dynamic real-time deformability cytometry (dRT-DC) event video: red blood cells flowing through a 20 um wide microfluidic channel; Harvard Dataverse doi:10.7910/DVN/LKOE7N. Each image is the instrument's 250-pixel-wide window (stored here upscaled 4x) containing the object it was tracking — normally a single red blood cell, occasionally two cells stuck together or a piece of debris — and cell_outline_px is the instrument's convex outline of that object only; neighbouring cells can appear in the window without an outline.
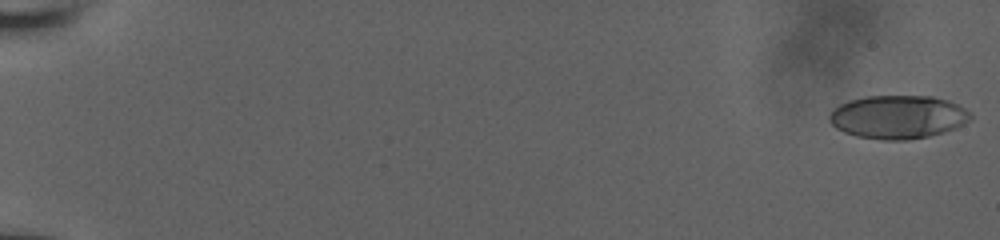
{"species": "human", "species_latin": "Homo sapiens", "temperature_condition": "room temperature", "stored_images_in_passage": 19, "camera_frame_rate_fps": 3000, "um_per_image_px": 0.085, "donor": {"sex": "male"}, "frame": {"image": 1, "passage_image": 1, "time_ms": 0.0, "image_size_px": [1000, 240], "cell_outline_px": [[972, 116], [968, 120], [956, 128], [944, 132], [928, 136], [908, 140], [880, 140], [856, 136], [844, 132], [836, 128], [828, 120], [828, 116], [840, 104], [848, 100], [864, 96], [932, 96], [948, 100], [972, 112]], "centroid_in_image_um": [76.32, 9.94], "position_along_channel_um": 8.7, "area_um2": 35.78}}
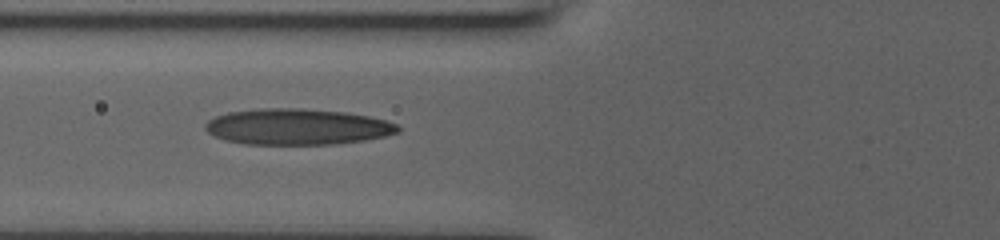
{"frame": {"image": 2, "passage_image": 14, "time_ms": 8.0, "image_size_px": [1000, 240], "cell_outline_px": [[400, 132], [384, 136], [364, 140], [336, 144], [244, 144], [228, 140], [216, 136], [208, 132], [204, 128], [204, 124], [208, 120], [216, 116], [228, 112], [260, 108], [300, 108], [348, 112], [368, 116], [384, 120], [396, 124], [400, 128]], "centroid_in_image_um": [25.27, 10.77], "position_along_channel_um": 100.5, "area_um2": 40.4}}
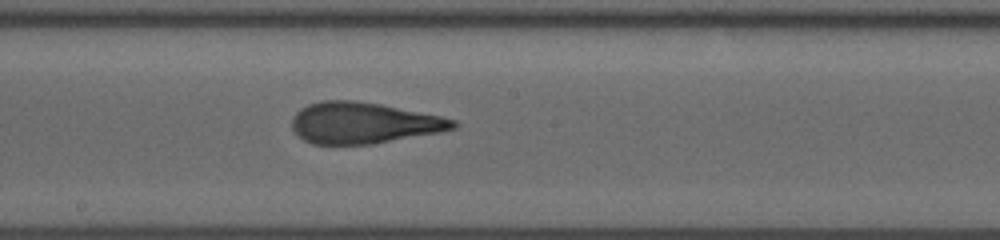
{"frame": {"image": 3, "passage_image": 19, "time_ms": 11.0, "image_size_px": [1000, 240], "cell_outline_px": [[460, 124], [456, 128], [440, 132], [372, 144], [312, 144], [304, 140], [292, 128], [292, 116], [300, 108], [308, 104], [320, 100], [352, 100], [380, 104], [440, 116], [456, 120]], "centroid_in_image_um": [30.89, 10.44], "position_along_channel_um": 217.3, "area_um2": 38.67}}